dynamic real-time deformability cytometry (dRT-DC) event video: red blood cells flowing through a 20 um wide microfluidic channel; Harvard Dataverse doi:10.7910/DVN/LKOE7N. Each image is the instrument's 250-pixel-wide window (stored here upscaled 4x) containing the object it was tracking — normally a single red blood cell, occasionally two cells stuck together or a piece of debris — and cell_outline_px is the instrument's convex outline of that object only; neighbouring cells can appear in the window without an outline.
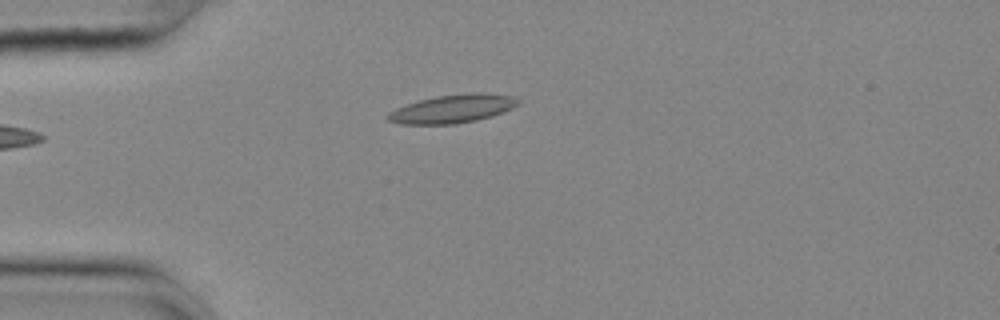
{"species": "common noctule bat (a hibernating species)", "species_latin": "Nyctalus noctula", "temperature_condition": "cold", "stored_images_in_passage": 36, "camera_frame_rate_fps": 3000, "um_per_image_px": 0.085, "animal": {"sex": "female", "body_mass_g": 25.1}, "frame": {"image": 1, "passage_image": 2, "time_ms": 0.333, "image_size_px": [1000, 320], "cell_outline_px": [[520, 104], [512, 108], [492, 116], [476, 120], [452, 124], [400, 124], [388, 120], [384, 116], [388, 112], [396, 108], [420, 100], [436, 96], [472, 92], [488, 92], [512, 96], [520, 100]], "centroid_in_image_um": [38.48, 9.23], "position_along_channel_um": 46.5, "area_um2": 21.62}}
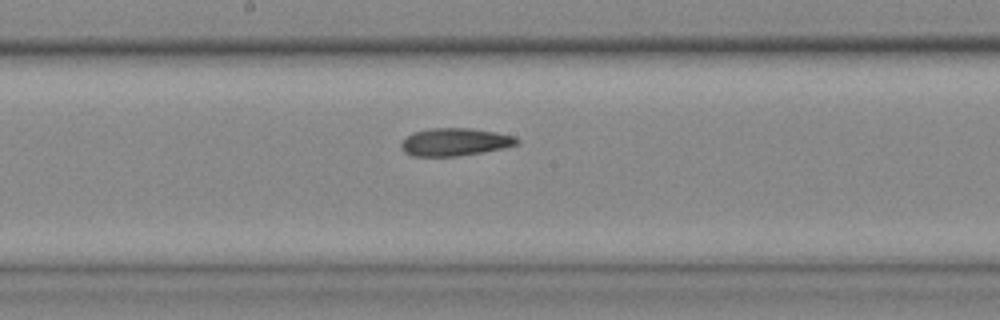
{"frame": {"image": 2, "passage_image": 17, "time_ms": 5.333, "image_size_px": [1000, 320], "cell_outline_px": [[520, 140], [516, 144], [504, 148], [456, 156], [412, 156], [404, 152], [400, 144], [412, 132], [432, 128], [472, 128], [516, 136]], "centroid_in_image_um": [38.66, 12.06], "position_along_channel_um": 209.5, "area_um2": 18.55}}
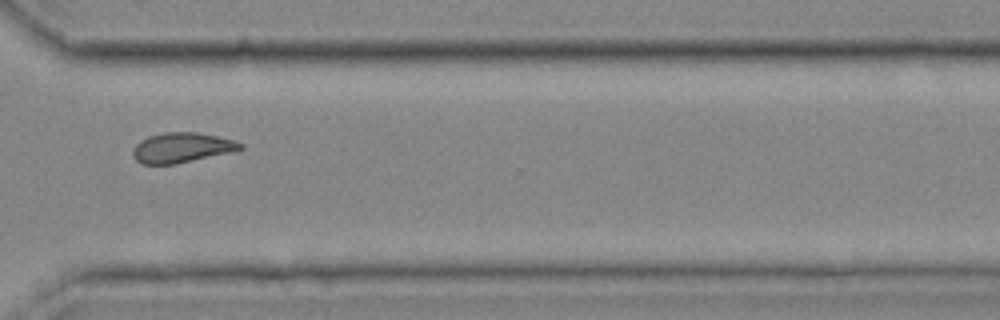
{"frame": {"image": 3, "passage_image": 29, "time_ms": 9.333, "image_size_px": [1000, 320], "cell_outline_px": [[244, 148], [228, 152], [176, 164], [140, 164], [132, 156], [132, 152], [136, 144], [140, 140], [148, 136], [164, 132], [196, 132], [216, 136], [232, 140], [244, 144]], "centroid_in_image_um": [15.39, 12.55], "position_along_channel_um": 355.2, "area_um2": 18.61}, "authors_computed_cell_mechanics": {"area_um2": 18.8717, "velocity_mm_per_s": 3.6189, "shape_relaxation_time_tau1_ms": null, "shape_relaxation_time_tau2_ms": 5.5374, "deformation_change_tau1": null, "deformation_change_tau2": 0.1372}}